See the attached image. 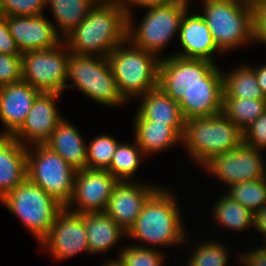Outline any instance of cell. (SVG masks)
<instances>
[{
    "instance_id": "obj_17",
    "label": "cell",
    "mask_w": 266,
    "mask_h": 266,
    "mask_svg": "<svg viewBox=\"0 0 266 266\" xmlns=\"http://www.w3.org/2000/svg\"><path fill=\"white\" fill-rule=\"evenodd\" d=\"M6 21L21 54L38 49H51L63 41L55 25L44 14L7 16Z\"/></svg>"
},
{
    "instance_id": "obj_38",
    "label": "cell",
    "mask_w": 266,
    "mask_h": 266,
    "mask_svg": "<svg viewBox=\"0 0 266 266\" xmlns=\"http://www.w3.org/2000/svg\"><path fill=\"white\" fill-rule=\"evenodd\" d=\"M0 53L22 55L10 33L5 16L0 18Z\"/></svg>"
},
{
    "instance_id": "obj_5",
    "label": "cell",
    "mask_w": 266,
    "mask_h": 266,
    "mask_svg": "<svg viewBox=\"0 0 266 266\" xmlns=\"http://www.w3.org/2000/svg\"><path fill=\"white\" fill-rule=\"evenodd\" d=\"M187 153L200 165L242 143V131L223 112L185 120L181 137Z\"/></svg>"
},
{
    "instance_id": "obj_26",
    "label": "cell",
    "mask_w": 266,
    "mask_h": 266,
    "mask_svg": "<svg viewBox=\"0 0 266 266\" xmlns=\"http://www.w3.org/2000/svg\"><path fill=\"white\" fill-rule=\"evenodd\" d=\"M223 75V98L266 100L260 88L254 67L242 65Z\"/></svg>"
},
{
    "instance_id": "obj_7",
    "label": "cell",
    "mask_w": 266,
    "mask_h": 266,
    "mask_svg": "<svg viewBox=\"0 0 266 266\" xmlns=\"http://www.w3.org/2000/svg\"><path fill=\"white\" fill-rule=\"evenodd\" d=\"M0 202L19 218L39 242L50 231L55 216L63 208L28 178L14 190L8 192Z\"/></svg>"
},
{
    "instance_id": "obj_22",
    "label": "cell",
    "mask_w": 266,
    "mask_h": 266,
    "mask_svg": "<svg viewBox=\"0 0 266 266\" xmlns=\"http://www.w3.org/2000/svg\"><path fill=\"white\" fill-rule=\"evenodd\" d=\"M80 132L63 119L44 143L76 171L87 169V144Z\"/></svg>"
},
{
    "instance_id": "obj_14",
    "label": "cell",
    "mask_w": 266,
    "mask_h": 266,
    "mask_svg": "<svg viewBox=\"0 0 266 266\" xmlns=\"http://www.w3.org/2000/svg\"><path fill=\"white\" fill-rule=\"evenodd\" d=\"M118 182L107 170H78L74 180V192L66 208L80 214L102 213ZM75 204L77 208L71 209Z\"/></svg>"
},
{
    "instance_id": "obj_40",
    "label": "cell",
    "mask_w": 266,
    "mask_h": 266,
    "mask_svg": "<svg viewBox=\"0 0 266 266\" xmlns=\"http://www.w3.org/2000/svg\"><path fill=\"white\" fill-rule=\"evenodd\" d=\"M185 0H124L123 8L126 11L127 16L132 15L131 9L136 5L137 7H155L161 5H170L173 3H182ZM133 5V6H132Z\"/></svg>"
},
{
    "instance_id": "obj_42",
    "label": "cell",
    "mask_w": 266,
    "mask_h": 266,
    "mask_svg": "<svg viewBox=\"0 0 266 266\" xmlns=\"http://www.w3.org/2000/svg\"><path fill=\"white\" fill-rule=\"evenodd\" d=\"M253 227L263 234L264 241H266V205L254 213Z\"/></svg>"
},
{
    "instance_id": "obj_21",
    "label": "cell",
    "mask_w": 266,
    "mask_h": 266,
    "mask_svg": "<svg viewBox=\"0 0 266 266\" xmlns=\"http://www.w3.org/2000/svg\"><path fill=\"white\" fill-rule=\"evenodd\" d=\"M139 99L141 103L136 115L140 119L170 125L182 137L185 119L178 102L166 95L159 87L147 92Z\"/></svg>"
},
{
    "instance_id": "obj_16",
    "label": "cell",
    "mask_w": 266,
    "mask_h": 266,
    "mask_svg": "<svg viewBox=\"0 0 266 266\" xmlns=\"http://www.w3.org/2000/svg\"><path fill=\"white\" fill-rule=\"evenodd\" d=\"M158 188L150 184L119 181L112 191L104 213L128 233L135 225L144 204Z\"/></svg>"
},
{
    "instance_id": "obj_11",
    "label": "cell",
    "mask_w": 266,
    "mask_h": 266,
    "mask_svg": "<svg viewBox=\"0 0 266 266\" xmlns=\"http://www.w3.org/2000/svg\"><path fill=\"white\" fill-rule=\"evenodd\" d=\"M69 58L70 51L64 41L51 49L22 53V81L40 92L62 94L67 84Z\"/></svg>"
},
{
    "instance_id": "obj_1",
    "label": "cell",
    "mask_w": 266,
    "mask_h": 266,
    "mask_svg": "<svg viewBox=\"0 0 266 266\" xmlns=\"http://www.w3.org/2000/svg\"><path fill=\"white\" fill-rule=\"evenodd\" d=\"M126 40V11L114 6H93L87 17L63 38L70 53L99 57H107Z\"/></svg>"
},
{
    "instance_id": "obj_37",
    "label": "cell",
    "mask_w": 266,
    "mask_h": 266,
    "mask_svg": "<svg viewBox=\"0 0 266 266\" xmlns=\"http://www.w3.org/2000/svg\"><path fill=\"white\" fill-rule=\"evenodd\" d=\"M242 143L261 151L266 148V110L242 131Z\"/></svg>"
},
{
    "instance_id": "obj_31",
    "label": "cell",
    "mask_w": 266,
    "mask_h": 266,
    "mask_svg": "<svg viewBox=\"0 0 266 266\" xmlns=\"http://www.w3.org/2000/svg\"><path fill=\"white\" fill-rule=\"evenodd\" d=\"M228 188L226 194L253 214L266 205V178L237 183Z\"/></svg>"
},
{
    "instance_id": "obj_34",
    "label": "cell",
    "mask_w": 266,
    "mask_h": 266,
    "mask_svg": "<svg viewBox=\"0 0 266 266\" xmlns=\"http://www.w3.org/2000/svg\"><path fill=\"white\" fill-rule=\"evenodd\" d=\"M191 254L187 266H226L229 253L223 244L217 241L204 242ZM226 249V250H225ZM228 253V254H227Z\"/></svg>"
},
{
    "instance_id": "obj_27",
    "label": "cell",
    "mask_w": 266,
    "mask_h": 266,
    "mask_svg": "<svg viewBox=\"0 0 266 266\" xmlns=\"http://www.w3.org/2000/svg\"><path fill=\"white\" fill-rule=\"evenodd\" d=\"M55 19L57 33L63 38L88 15L93 5L88 0H46ZM58 29V30H57ZM61 31V33H59Z\"/></svg>"
},
{
    "instance_id": "obj_18",
    "label": "cell",
    "mask_w": 266,
    "mask_h": 266,
    "mask_svg": "<svg viewBox=\"0 0 266 266\" xmlns=\"http://www.w3.org/2000/svg\"><path fill=\"white\" fill-rule=\"evenodd\" d=\"M39 93L24 81L0 87V120L5 126L0 135L12 136L22 126Z\"/></svg>"
},
{
    "instance_id": "obj_30",
    "label": "cell",
    "mask_w": 266,
    "mask_h": 266,
    "mask_svg": "<svg viewBox=\"0 0 266 266\" xmlns=\"http://www.w3.org/2000/svg\"><path fill=\"white\" fill-rule=\"evenodd\" d=\"M144 153L134 140V144L119 143L110 166L106 169L118 181H130L137 171Z\"/></svg>"
},
{
    "instance_id": "obj_33",
    "label": "cell",
    "mask_w": 266,
    "mask_h": 266,
    "mask_svg": "<svg viewBox=\"0 0 266 266\" xmlns=\"http://www.w3.org/2000/svg\"><path fill=\"white\" fill-rule=\"evenodd\" d=\"M118 259L124 266H162L164 255L154 247L130 244L122 248Z\"/></svg>"
},
{
    "instance_id": "obj_6",
    "label": "cell",
    "mask_w": 266,
    "mask_h": 266,
    "mask_svg": "<svg viewBox=\"0 0 266 266\" xmlns=\"http://www.w3.org/2000/svg\"><path fill=\"white\" fill-rule=\"evenodd\" d=\"M222 73L208 60L171 55L160 60L158 87L179 102L195 87H223Z\"/></svg>"
},
{
    "instance_id": "obj_9",
    "label": "cell",
    "mask_w": 266,
    "mask_h": 266,
    "mask_svg": "<svg viewBox=\"0 0 266 266\" xmlns=\"http://www.w3.org/2000/svg\"><path fill=\"white\" fill-rule=\"evenodd\" d=\"M66 88H76L105 106H119L126 101L121 97L107 57L70 53Z\"/></svg>"
},
{
    "instance_id": "obj_46",
    "label": "cell",
    "mask_w": 266,
    "mask_h": 266,
    "mask_svg": "<svg viewBox=\"0 0 266 266\" xmlns=\"http://www.w3.org/2000/svg\"><path fill=\"white\" fill-rule=\"evenodd\" d=\"M248 3H250L252 5V7H254L255 5H257L258 3H262V2H266V0H246Z\"/></svg>"
},
{
    "instance_id": "obj_25",
    "label": "cell",
    "mask_w": 266,
    "mask_h": 266,
    "mask_svg": "<svg viewBox=\"0 0 266 266\" xmlns=\"http://www.w3.org/2000/svg\"><path fill=\"white\" fill-rule=\"evenodd\" d=\"M223 87H195L179 102L185 120L210 117L223 111Z\"/></svg>"
},
{
    "instance_id": "obj_29",
    "label": "cell",
    "mask_w": 266,
    "mask_h": 266,
    "mask_svg": "<svg viewBox=\"0 0 266 266\" xmlns=\"http://www.w3.org/2000/svg\"><path fill=\"white\" fill-rule=\"evenodd\" d=\"M266 110V100L223 98V113L243 131Z\"/></svg>"
},
{
    "instance_id": "obj_39",
    "label": "cell",
    "mask_w": 266,
    "mask_h": 266,
    "mask_svg": "<svg viewBox=\"0 0 266 266\" xmlns=\"http://www.w3.org/2000/svg\"><path fill=\"white\" fill-rule=\"evenodd\" d=\"M253 8L255 42L266 45V2L258 3Z\"/></svg>"
},
{
    "instance_id": "obj_15",
    "label": "cell",
    "mask_w": 266,
    "mask_h": 266,
    "mask_svg": "<svg viewBox=\"0 0 266 266\" xmlns=\"http://www.w3.org/2000/svg\"><path fill=\"white\" fill-rule=\"evenodd\" d=\"M60 95L54 92H40L24 123L12 136L31 149L34 144H44L64 119L56 106Z\"/></svg>"
},
{
    "instance_id": "obj_28",
    "label": "cell",
    "mask_w": 266,
    "mask_h": 266,
    "mask_svg": "<svg viewBox=\"0 0 266 266\" xmlns=\"http://www.w3.org/2000/svg\"><path fill=\"white\" fill-rule=\"evenodd\" d=\"M214 205L213 217L216 222H219L218 224L238 232L244 231L250 226L253 227L254 214L226 193Z\"/></svg>"
},
{
    "instance_id": "obj_23",
    "label": "cell",
    "mask_w": 266,
    "mask_h": 266,
    "mask_svg": "<svg viewBox=\"0 0 266 266\" xmlns=\"http://www.w3.org/2000/svg\"><path fill=\"white\" fill-rule=\"evenodd\" d=\"M133 125L134 140L146 156L165 151L181 142V136L170 125L140 119L137 115H135Z\"/></svg>"
},
{
    "instance_id": "obj_36",
    "label": "cell",
    "mask_w": 266,
    "mask_h": 266,
    "mask_svg": "<svg viewBox=\"0 0 266 266\" xmlns=\"http://www.w3.org/2000/svg\"><path fill=\"white\" fill-rule=\"evenodd\" d=\"M22 81L21 55L0 53V87Z\"/></svg>"
},
{
    "instance_id": "obj_44",
    "label": "cell",
    "mask_w": 266,
    "mask_h": 266,
    "mask_svg": "<svg viewBox=\"0 0 266 266\" xmlns=\"http://www.w3.org/2000/svg\"><path fill=\"white\" fill-rule=\"evenodd\" d=\"M93 6L123 7L124 0H88Z\"/></svg>"
},
{
    "instance_id": "obj_45",
    "label": "cell",
    "mask_w": 266,
    "mask_h": 266,
    "mask_svg": "<svg viewBox=\"0 0 266 266\" xmlns=\"http://www.w3.org/2000/svg\"><path fill=\"white\" fill-rule=\"evenodd\" d=\"M104 266H124L122 262L117 258L111 261H107Z\"/></svg>"
},
{
    "instance_id": "obj_13",
    "label": "cell",
    "mask_w": 266,
    "mask_h": 266,
    "mask_svg": "<svg viewBox=\"0 0 266 266\" xmlns=\"http://www.w3.org/2000/svg\"><path fill=\"white\" fill-rule=\"evenodd\" d=\"M87 239L83 214L63 207L55 216L50 231L39 244L49 249L55 260L61 261L80 252L90 254Z\"/></svg>"
},
{
    "instance_id": "obj_20",
    "label": "cell",
    "mask_w": 266,
    "mask_h": 266,
    "mask_svg": "<svg viewBox=\"0 0 266 266\" xmlns=\"http://www.w3.org/2000/svg\"><path fill=\"white\" fill-rule=\"evenodd\" d=\"M27 178V146L0 135V200Z\"/></svg>"
},
{
    "instance_id": "obj_41",
    "label": "cell",
    "mask_w": 266,
    "mask_h": 266,
    "mask_svg": "<svg viewBox=\"0 0 266 266\" xmlns=\"http://www.w3.org/2000/svg\"><path fill=\"white\" fill-rule=\"evenodd\" d=\"M239 260L245 266H266V248L263 246L253 251L250 250L244 255H240Z\"/></svg>"
},
{
    "instance_id": "obj_43",
    "label": "cell",
    "mask_w": 266,
    "mask_h": 266,
    "mask_svg": "<svg viewBox=\"0 0 266 266\" xmlns=\"http://www.w3.org/2000/svg\"><path fill=\"white\" fill-rule=\"evenodd\" d=\"M255 75L260 88L266 96V64L254 68Z\"/></svg>"
},
{
    "instance_id": "obj_35",
    "label": "cell",
    "mask_w": 266,
    "mask_h": 266,
    "mask_svg": "<svg viewBox=\"0 0 266 266\" xmlns=\"http://www.w3.org/2000/svg\"><path fill=\"white\" fill-rule=\"evenodd\" d=\"M46 6V0H0V9L5 17L43 15Z\"/></svg>"
},
{
    "instance_id": "obj_24",
    "label": "cell",
    "mask_w": 266,
    "mask_h": 266,
    "mask_svg": "<svg viewBox=\"0 0 266 266\" xmlns=\"http://www.w3.org/2000/svg\"><path fill=\"white\" fill-rule=\"evenodd\" d=\"M85 229L90 254L104 253L127 236V233L104 212L85 213Z\"/></svg>"
},
{
    "instance_id": "obj_10",
    "label": "cell",
    "mask_w": 266,
    "mask_h": 266,
    "mask_svg": "<svg viewBox=\"0 0 266 266\" xmlns=\"http://www.w3.org/2000/svg\"><path fill=\"white\" fill-rule=\"evenodd\" d=\"M34 148L32 152L27 146V178L66 207L77 171L45 144H34Z\"/></svg>"
},
{
    "instance_id": "obj_19",
    "label": "cell",
    "mask_w": 266,
    "mask_h": 266,
    "mask_svg": "<svg viewBox=\"0 0 266 266\" xmlns=\"http://www.w3.org/2000/svg\"><path fill=\"white\" fill-rule=\"evenodd\" d=\"M188 13V10L184 13L179 29V41L183 51L174 55L186 59H204L214 63L213 53L223 52L216 45L204 18L199 13L196 15Z\"/></svg>"
},
{
    "instance_id": "obj_8",
    "label": "cell",
    "mask_w": 266,
    "mask_h": 266,
    "mask_svg": "<svg viewBox=\"0 0 266 266\" xmlns=\"http://www.w3.org/2000/svg\"><path fill=\"white\" fill-rule=\"evenodd\" d=\"M188 7L189 0L146 8L147 12L137 28L133 26L132 15H128L127 41L155 55L161 54L171 38L179 34L184 13L190 10Z\"/></svg>"
},
{
    "instance_id": "obj_4",
    "label": "cell",
    "mask_w": 266,
    "mask_h": 266,
    "mask_svg": "<svg viewBox=\"0 0 266 266\" xmlns=\"http://www.w3.org/2000/svg\"><path fill=\"white\" fill-rule=\"evenodd\" d=\"M203 14L218 48L224 53L255 41L254 8L246 0H203Z\"/></svg>"
},
{
    "instance_id": "obj_2",
    "label": "cell",
    "mask_w": 266,
    "mask_h": 266,
    "mask_svg": "<svg viewBox=\"0 0 266 266\" xmlns=\"http://www.w3.org/2000/svg\"><path fill=\"white\" fill-rule=\"evenodd\" d=\"M174 194L158 188L144 204L127 236L158 246L185 245L186 232Z\"/></svg>"
},
{
    "instance_id": "obj_3",
    "label": "cell",
    "mask_w": 266,
    "mask_h": 266,
    "mask_svg": "<svg viewBox=\"0 0 266 266\" xmlns=\"http://www.w3.org/2000/svg\"><path fill=\"white\" fill-rule=\"evenodd\" d=\"M128 44V45H127ZM129 46V47H128ZM110 68L121 97H141L158 87L161 57L132 45L127 40L108 56Z\"/></svg>"
},
{
    "instance_id": "obj_12",
    "label": "cell",
    "mask_w": 266,
    "mask_h": 266,
    "mask_svg": "<svg viewBox=\"0 0 266 266\" xmlns=\"http://www.w3.org/2000/svg\"><path fill=\"white\" fill-rule=\"evenodd\" d=\"M261 152L241 143L231 151L212 156L202 166L230 187L237 183L266 178V164Z\"/></svg>"
},
{
    "instance_id": "obj_32",
    "label": "cell",
    "mask_w": 266,
    "mask_h": 266,
    "mask_svg": "<svg viewBox=\"0 0 266 266\" xmlns=\"http://www.w3.org/2000/svg\"><path fill=\"white\" fill-rule=\"evenodd\" d=\"M120 142L109 135H98L87 144V168L106 170Z\"/></svg>"
}]
</instances>
